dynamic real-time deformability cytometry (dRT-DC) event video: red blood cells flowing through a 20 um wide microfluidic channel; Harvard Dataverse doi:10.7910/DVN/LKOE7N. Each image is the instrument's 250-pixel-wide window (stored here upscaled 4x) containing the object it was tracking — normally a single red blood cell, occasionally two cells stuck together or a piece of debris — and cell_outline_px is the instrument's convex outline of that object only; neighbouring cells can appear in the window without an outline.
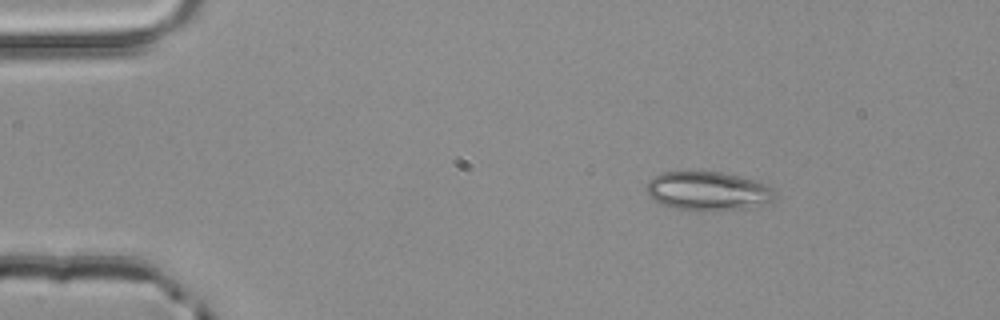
{"species": "common noctule bat (a hibernating species)", "species_latin": "Nyctalus noctula", "temperature_condition": "room temperature", "stored_images_in_passage": 4, "camera_frame_rate_fps": 3000, "um_per_image_px": 0.085, "animal": {"sex": "male", "body_mass_g": 20.4}, "frame": {"image": 1, "passage_image": 2, "time_ms": 0.333, "image_size_px": [1000, 320], "cell_outline_px": [[776, 196], [772, 200], [764, 204], [744, 208], [712, 212], [700, 212], [672, 208], [660, 204], [648, 196], [648, 180], [652, 176], [660, 172], [720, 172], [740, 176], [756, 180], [768, 184], [772, 188]], "centroid_in_image_um": [60.16, 16.26], "position_along_channel_um": 24.8, "area_um2": 29.59}}